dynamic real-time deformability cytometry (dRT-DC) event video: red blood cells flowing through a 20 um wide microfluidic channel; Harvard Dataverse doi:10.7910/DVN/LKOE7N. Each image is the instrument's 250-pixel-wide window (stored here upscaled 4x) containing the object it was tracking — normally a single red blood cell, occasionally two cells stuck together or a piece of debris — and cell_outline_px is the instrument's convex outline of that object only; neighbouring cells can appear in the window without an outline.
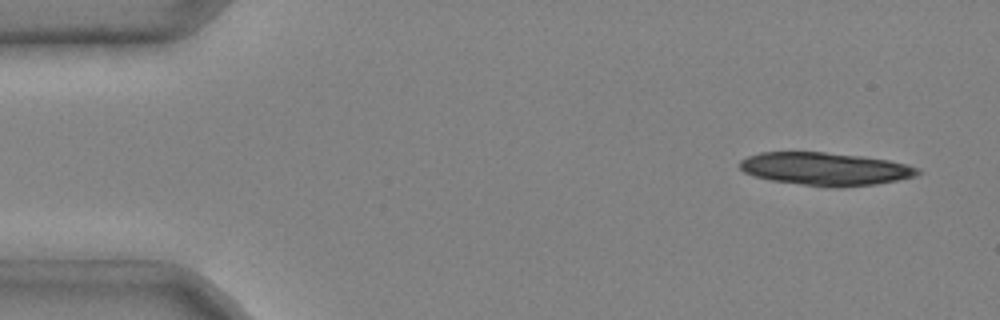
{"species": "common noctule bat (a hibernating species)", "species_latin": "Nyctalus noctula", "temperature_condition": "cold", "stored_images_in_passage": 4, "camera_frame_rate_fps": 3000, "um_per_image_px": 0.085, "animal": {"sex": "male", "body_mass_g": 20.4}, "frame": {"image": 1, "passage_image": 1, "time_ms": 0.0, "image_size_px": [1000, 320], "cell_outline_px": [[924, 172], [916, 176], [876, 184], [840, 188], [832, 188], [772, 180], [752, 176], [744, 172], [740, 168], [740, 160], [748, 156], [760, 152], [824, 152], [864, 156], [888, 160], [908, 164], [920, 168]], "centroid_in_image_um": [70.19, 14.36], "position_along_channel_um": 14.8, "area_um2": 34.39}}